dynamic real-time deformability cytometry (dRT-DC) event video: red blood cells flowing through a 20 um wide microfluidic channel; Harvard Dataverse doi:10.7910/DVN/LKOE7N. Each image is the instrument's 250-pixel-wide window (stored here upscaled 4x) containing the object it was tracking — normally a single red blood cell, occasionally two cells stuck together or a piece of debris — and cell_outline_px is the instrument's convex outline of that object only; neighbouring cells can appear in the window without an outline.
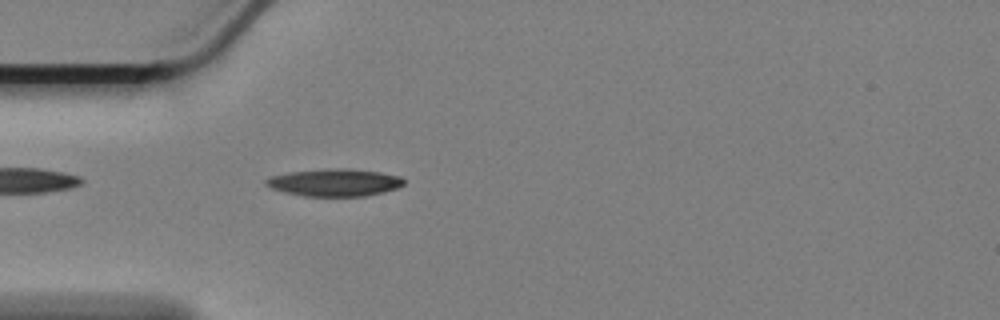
{"species": "Egyptian fruit bat (a non-hibernating species)", "species_latin": "Rousettus aegyptiacus", "temperature_condition": "cold", "stored_images_in_passage": 23, "camera_frame_rate_fps": 3000, "um_per_image_px": 0.085, "animal": {"sex": "female"}, "frame": {"image": 1, "passage_image": 1, "time_ms": 0.0, "image_size_px": [1000, 320], "cell_outline_px": [[404, 184], [396, 188], [364, 196], [304, 196], [284, 192], [272, 188], [264, 184], [264, 180], [268, 176], [288, 172], [328, 168], [348, 168], [380, 172], [400, 176], [404, 180]], "centroid_in_image_um": [28.38, 15.5], "position_along_channel_um": 56.6, "area_um2": 22.08}}
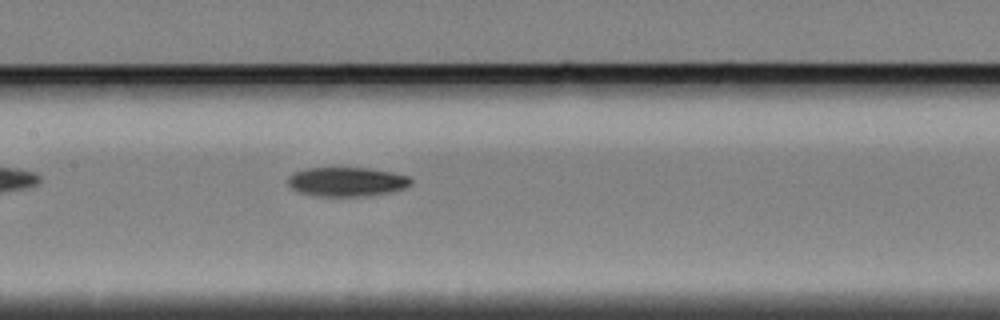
{"frame": {"image": 2, "passage_image": 12, "time_ms": 3.667, "image_size_px": [1000, 320], "cell_outline_px": [[412, 184], [404, 188], [388, 192], [364, 196], [320, 196], [300, 192], [292, 188], [288, 184], [288, 176], [292, 172], [304, 168], [368, 168], [392, 172], [408, 176], [412, 180]], "centroid_in_image_um": [29.45, 15.44], "position_along_channel_um": 177.9, "area_um2": 20.87}}
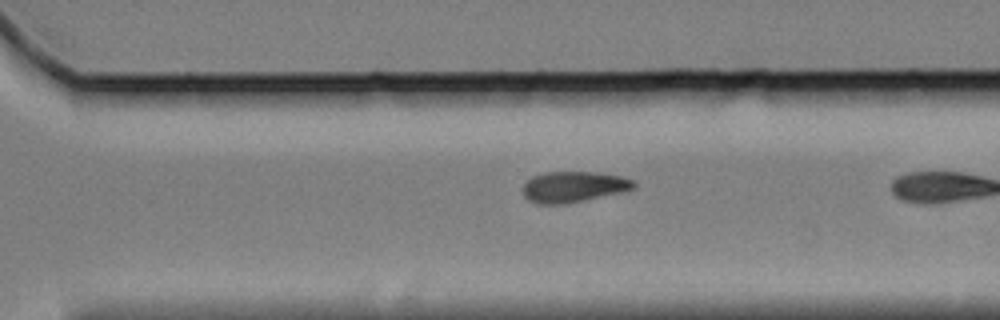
{"frame": {"image": 3, "passage_image": 22, "time_ms": 7.0, "image_size_px": [1000, 320], "cell_outline_px": [[636, 188], [620, 192], [584, 200], [564, 204], [536, 204], [528, 200], [524, 196], [524, 184], [532, 176], [544, 172], [596, 172], [620, 176], [632, 180], [636, 184]], "centroid_in_image_um": [48.73, 15.88], "position_along_channel_um": 321.9, "area_um2": 19.83}}